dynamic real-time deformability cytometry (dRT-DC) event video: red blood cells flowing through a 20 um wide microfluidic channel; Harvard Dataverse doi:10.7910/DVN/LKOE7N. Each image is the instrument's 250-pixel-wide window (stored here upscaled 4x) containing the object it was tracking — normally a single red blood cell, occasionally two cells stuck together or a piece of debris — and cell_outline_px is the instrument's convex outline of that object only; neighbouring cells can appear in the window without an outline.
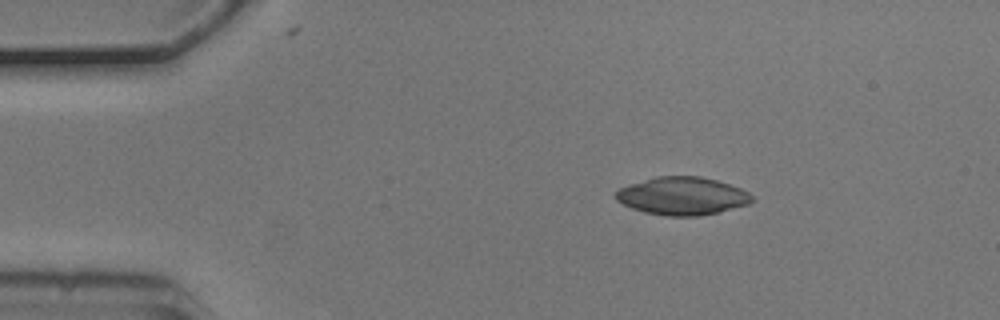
{"species": "common noctule bat (a hibernating species)", "species_latin": "Nyctalus noctula", "temperature_condition": "cold", "stored_images_in_passage": 4, "camera_frame_rate_fps": 3000, "um_per_image_px": 0.085, "animal": {"sex": "male", "body_mass_g": 20.5, "forearm_length_mm": 52.5}, "frame": {"image": 1, "passage_image": 2, "time_ms": 0.333, "image_size_px": [1000, 320], "cell_outline_px": [[756, 200], [752, 204], [700, 216], [668, 216], [644, 212], [632, 208], [616, 200], [616, 192], [620, 188], [656, 176], [700, 176], [716, 180], [740, 188], [748, 192]], "centroid_in_image_um": [58.05, 16.67], "position_along_channel_um": 26.9, "area_um2": 30.0}}
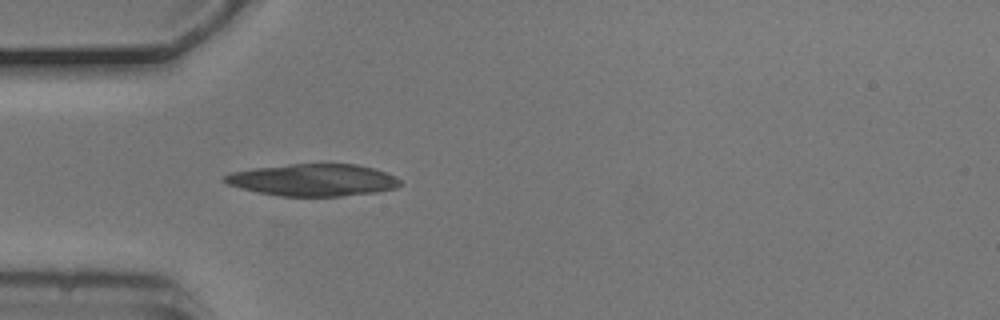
{"frame": {"image": 2, "passage_image": 4, "time_ms": 1.0, "image_size_px": [1000, 320], "cell_outline_px": [[400, 184], [396, 188], [376, 192], [340, 196], [280, 196], [256, 192], [240, 188], [228, 184], [220, 180], [224, 176], [232, 172], [252, 168], [288, 164], [356, 164], [372, 168], [396, 176], [400, 180]], "centroid_in_image_um": [26.58, 15.3], "position_along_channel_um": 58.4, "area_um2": 32.83}}